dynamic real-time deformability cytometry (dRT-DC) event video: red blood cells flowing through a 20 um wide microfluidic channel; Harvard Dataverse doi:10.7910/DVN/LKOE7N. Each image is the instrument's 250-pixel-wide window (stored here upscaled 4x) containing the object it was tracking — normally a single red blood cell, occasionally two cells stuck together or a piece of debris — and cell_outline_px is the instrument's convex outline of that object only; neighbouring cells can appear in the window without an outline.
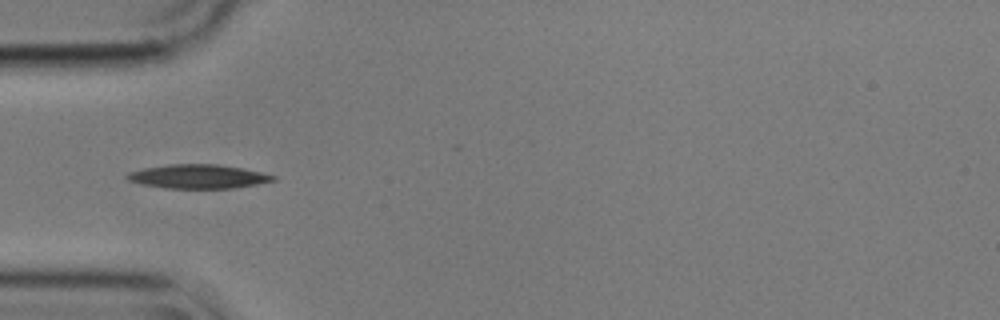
{"species": "common noctule bat (a hibernating species)", "species_latin": "Nyctalus noctula", "temperature_condition": "cold", "stored_images_in_passage": 39, "camera_frame_rate_fps": 3000, "um_per_image_px": 0.085, "animal": {"sex": "male", "body_mass_g": 17.9}, "frame": {"image": 1, "passage_image": 1, "time_ms": 0.0, "image_size_px": [1000, 320], "cell_outline_px": [[276, 180], [256, 184], [232, 188], [164, 188], [140, 184], [128, 180], [124, 176], [128, 172], [144, 168], [172, 164], [216, 164], [244, 168], [276, 176]], "centroid_in_image_um": [16.81, 15.0], "position_along_channel_um": 68.2, "area_um2": 20.35}}
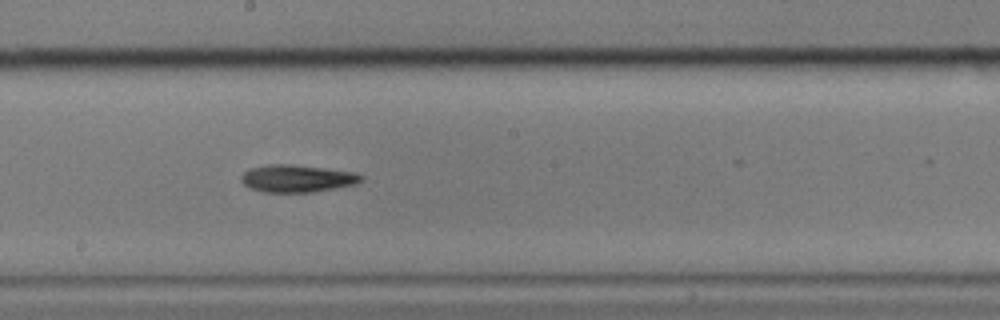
{"frame": {"image": 2, "passage_image": 14, "time_ms": 4.333, "image_size_px": [1000, 320], "cell_outline_px": [[364, 180], [356, 184], [312, 192], [264, 192], [248, 188], [240, 180], [240, 176], [248, 168], [268, 164], [288, 164], [324, 168], [356, 172], [364, 176]], "centroid_in_image_um": [25.24, 15.17], "position_along_channel_um": 223.0, "area_um2": 19.31}}
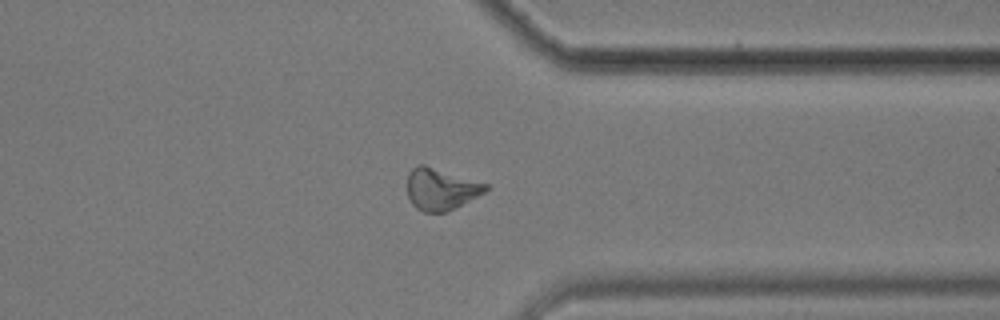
{"frame": {"image": 3, "passage_image": 27, "time_ms": 8.667, "image_size_px": [1000, 320], "cell_outline_px": [[488, 188], [484, 192], [444, 212], [424, 212], [416, 208], [412, 204], [408, 196], [408, 172], [416, 164], [424, 164], [488, 184]], "centroid_in_image_um": [37.42, 16.05], "position_along_channel_um": 374.0, "area_um2": 18.73}, "authors_computed_cell_mechanics": {"area_um2": 19.4208, "velocity_mm_per_s": 3.5656, "shape_relaxation_time_tau1_ms": 3.9876, "shape_relaxation_time_tau2_ms": null, "deformation_change_tau1": 0.0938, "deformation_change_tau2": null}}